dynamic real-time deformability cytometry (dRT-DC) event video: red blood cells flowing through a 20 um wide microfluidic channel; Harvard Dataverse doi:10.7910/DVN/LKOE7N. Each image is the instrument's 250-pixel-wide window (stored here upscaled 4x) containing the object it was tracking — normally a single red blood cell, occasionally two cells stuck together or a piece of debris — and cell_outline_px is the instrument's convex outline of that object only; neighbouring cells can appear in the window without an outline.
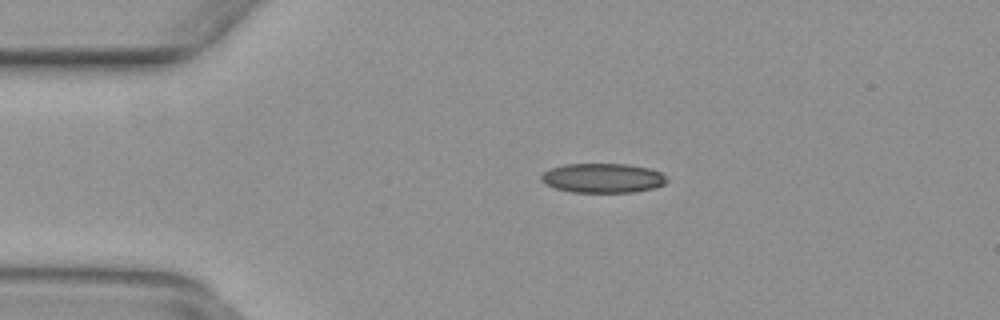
{"species": "common noctule bat (a hibernating species)", "species_latin": "Nyctalus noctula", "temperature_condition": "warm", "stored_images_in_passage": 50, "camera_frame_rate_fps": 3000, "um_per_image_px": 0.085, "animal": {"sex": "female", "body_mass_g": 29.2, "forearm_length_mm": 56.3}, "frame": {"image": 1, "passage_image": 11, "time_ms": 3.333, "image_size_px": [1000, 320], "cell_outline_px": [[668, 180], [664, 184], [656, 188], [632, 192], [572, 192], [556, 188], [540, 180], [540, 176], [548, 168], [564, 164], [628, 164], [648, 168], [660, 172]], "centroid_in_image_um": [51.22, 15.13], "position_along_channel_um": 33.8, "area_um2": 21.56}}
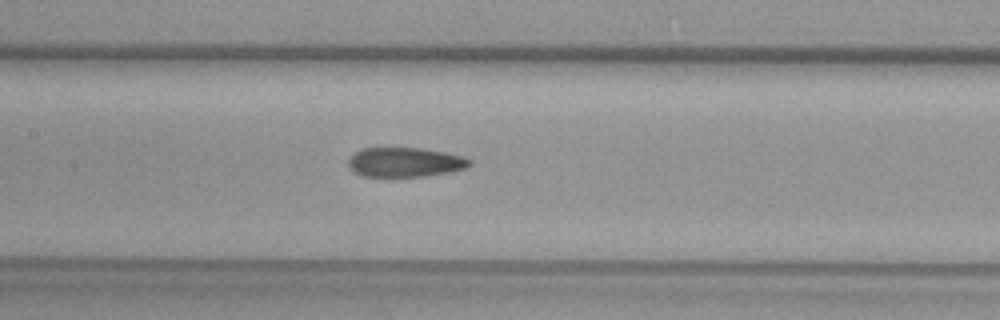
{"frame": {"image": 2, "passage_image": 24, "time_ms": 7.667, "image_size_px": [1000, 320], "cell_outline_px": [[472, 164], [464, 168], [448, 172], [424, 176], [360, 176], [352, 172], [348, 164], [348, 160], [356, 152], [364, 148], [380, 144], [420, 148], [448, 152], [464, 156], [472, 160]], "centroid_in_image_um": [34.38, 13.73], "position_along_channel_um": 173.0, "area_um2": 21.68}}
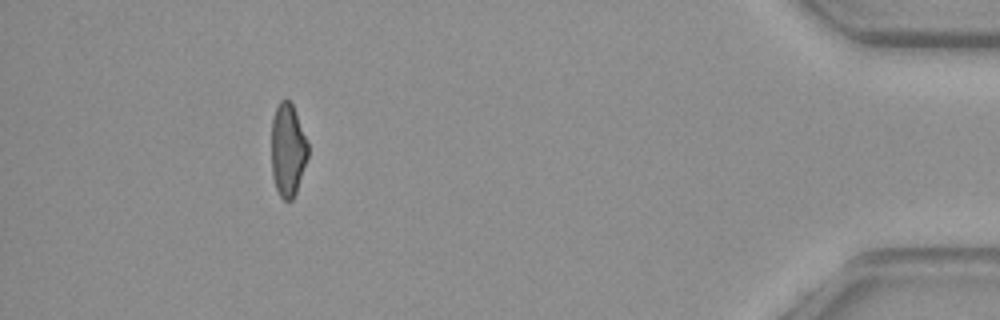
{"frame": {"image": 3, "passage_image": 46, "time_ms": 15.0, "image_size_px": [1000, 320], "cell_outline_px": [[308, 156], [296, 192], [292, 200], [284, 200], [280, 196], [276, 188], [272, 176], [272, 120], [276, 108], [280, 100], [288, 100], [292, 104], [308, 144]], "centroid_in_image_um": [24.45, 12.77], "position_along_channel_um": 410.7, "area_um2": 19.48}}